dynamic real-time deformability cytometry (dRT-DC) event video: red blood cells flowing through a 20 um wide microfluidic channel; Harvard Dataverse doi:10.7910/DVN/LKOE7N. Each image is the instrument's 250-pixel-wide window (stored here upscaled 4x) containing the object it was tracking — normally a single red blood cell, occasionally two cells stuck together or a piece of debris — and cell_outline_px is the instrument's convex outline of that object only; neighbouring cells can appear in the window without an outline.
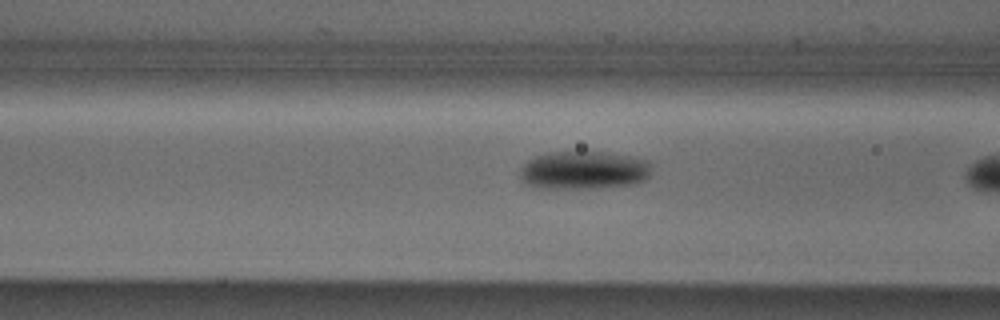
{"species": "Egyptian fruit bat (a non-hibernating species)", "species_latin": "Rousettus aegyptiacus", "temperature_condition": "cold", "stored_images_in_passage": 8, "camera_frame_rate_fps": 3000, "um_per_image_px": 0.085, "animal": {"sex": "male"}, "frame": {"image": 1, "passage_image": 7, "time_ms": 2.0, "image_size_px": [1000, 320], "cell_outline_px": [[648, 176], [644, 180], [628, 184], [600, 188], [532, 188], [524, 184], [520, 180], [520, 168], [528, 160], [536, 156], [548, 152], [604, 152], [628, 156], [648, 160]], "centroid_in_image_um": [49.51, 14.48], "position_along_channel_um": 117.1, "area_um2": 29.19}}